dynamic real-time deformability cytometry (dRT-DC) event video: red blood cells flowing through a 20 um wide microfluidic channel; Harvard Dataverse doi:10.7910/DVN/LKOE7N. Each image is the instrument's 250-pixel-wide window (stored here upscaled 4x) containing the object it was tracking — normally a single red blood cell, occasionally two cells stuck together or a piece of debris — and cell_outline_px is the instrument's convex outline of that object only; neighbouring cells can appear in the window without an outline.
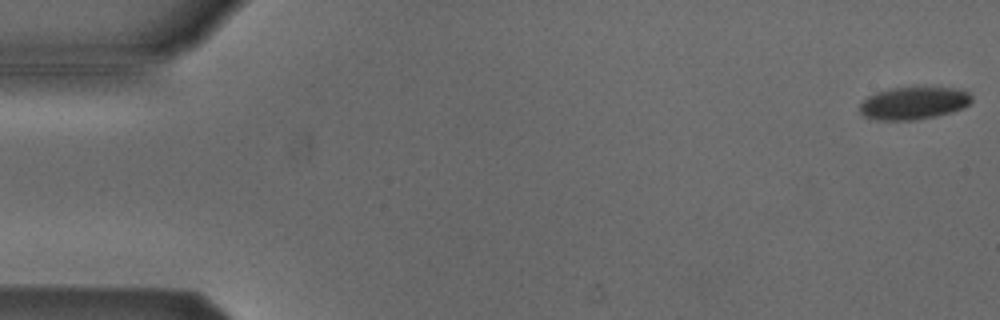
{"species": "Egyptian fruit bat (a non-hibernating species)", "species_latin": "Rousettus aegyptiacus", "temperature_condition": "cold", "stored_images_in_passage": 5, "camera_frame_rate_fps": 3000, "um_per_image_px": 0.085, "animal": {"sex": "male"}, "frame": {"image": 1, "passage_image": 1, "time_ms": 0.0, "image_size_px": [1000, 320], "cell_outline_px": [[972, 100], [964, 108], [952, 112], [936, 116], [916, 120], [876, 120], [864, 116], [860, 112], [860, 104], [868, 96], [876, 92], [892, 88], [956, 88], [968, 92], [972, 96]], "centroid_in_image_um": [77.66, 8.78], "position_along_channel_um": 7.3, "area_um2": 21.15}}
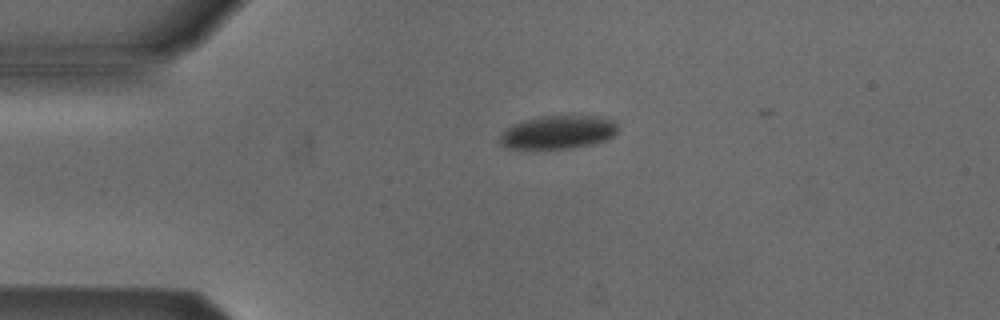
{"frame": {"image": 2, "passage_image": 4, "time_ms": 3.667, "image_size_px": [1000, 320], "cell_outline_px": [[620, 128], [608, 140], [592, 144], [572, 148], [508, 148], [500, 144], [500, 136], [512, 124], [540, 116], [604, 116], [616, 120]], "centroid_in_image_um": [47.53, 11.22], "position_along_channel_um": 37.5, "area_um2": 23.0}}